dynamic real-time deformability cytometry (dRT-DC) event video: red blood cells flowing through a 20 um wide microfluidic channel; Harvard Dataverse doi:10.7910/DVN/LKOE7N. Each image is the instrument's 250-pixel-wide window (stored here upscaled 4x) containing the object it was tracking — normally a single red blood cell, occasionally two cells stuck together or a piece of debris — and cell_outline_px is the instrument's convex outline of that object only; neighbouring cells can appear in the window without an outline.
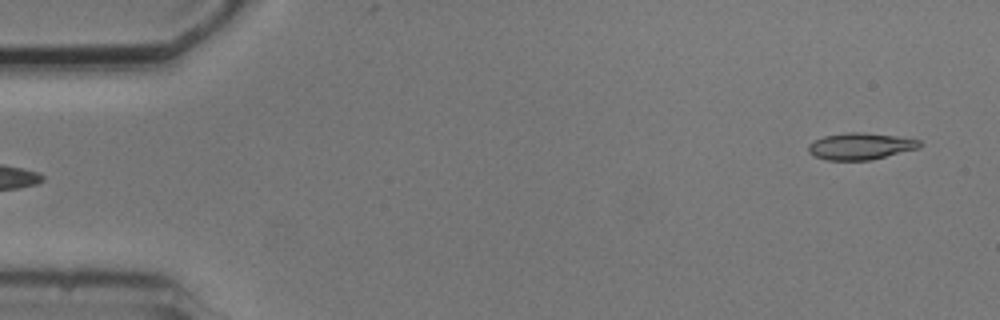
{"species": "common noctule bat (a hibernating species)", "species_latin": "Nyctalus noctula", "temperature_condition": "cold", "stored_images_in_passage": 5, "segment_of_instrument_passage": [2, 2], "camera_frame_rate_fps": 3000, "um_per_image_px": 0.085, "animal": {"sex": "male", "body_mass_g": 20.5, "forearm_length_mm": 52.5}, "frame": {"image": 1, "passage_image": 5, "time_ms": 4.667, "image_size_px": [1000, 320], "cell_outline_px": [[924, 144], [920, 148], [872, 160], [828, 160], [816, 156], [808, 152], [808, 144], [824, 136], [848, 132], [860, 132], [896, 136], [920, 140]], "centroid_in_image_um": [73.19, 12.43], "position_along_channel_um": 11.8, "area_um2": 17.34}}